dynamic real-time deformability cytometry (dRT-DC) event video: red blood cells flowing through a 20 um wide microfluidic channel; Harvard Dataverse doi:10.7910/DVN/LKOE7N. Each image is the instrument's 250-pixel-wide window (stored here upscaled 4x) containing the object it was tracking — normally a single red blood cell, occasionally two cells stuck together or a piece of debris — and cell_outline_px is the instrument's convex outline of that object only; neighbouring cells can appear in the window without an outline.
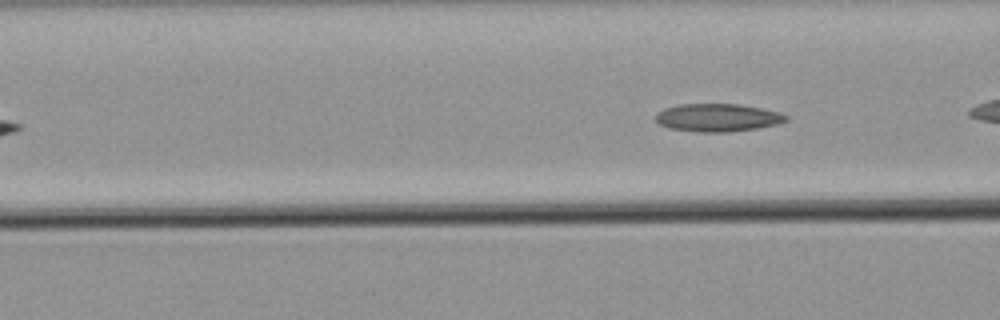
{"species": "common noctule bat (a hibernating species)", "species_latin": "Nyctalus noctula", "temperature_condition": "warm", "stored_images_in_passage": 5, "camera_frame_rate_fps": 3000, "um_per_image_px": 0.085, "animal": {"sex": "male", "body_mass_g": 21.5, "forearm_length_mm": 52.0}, "frame": {"image": 1, "passage_image": 5, "time_ms": 1.333, "image_size_px": [1000, 320], "cell_outline_px": [[788, 120], [776, 124], [756, 128], [728, 132], [700, 132], [668, 128], [660, 124], [656, 120], [656, 116], [664, 108], [676, 104], [740, 104], [780, 112], [788, 116]], "centroid_in_image_um": [61.0, 9.99], "position_along_channel_um": 105.6, "area_um2": 21.1}}